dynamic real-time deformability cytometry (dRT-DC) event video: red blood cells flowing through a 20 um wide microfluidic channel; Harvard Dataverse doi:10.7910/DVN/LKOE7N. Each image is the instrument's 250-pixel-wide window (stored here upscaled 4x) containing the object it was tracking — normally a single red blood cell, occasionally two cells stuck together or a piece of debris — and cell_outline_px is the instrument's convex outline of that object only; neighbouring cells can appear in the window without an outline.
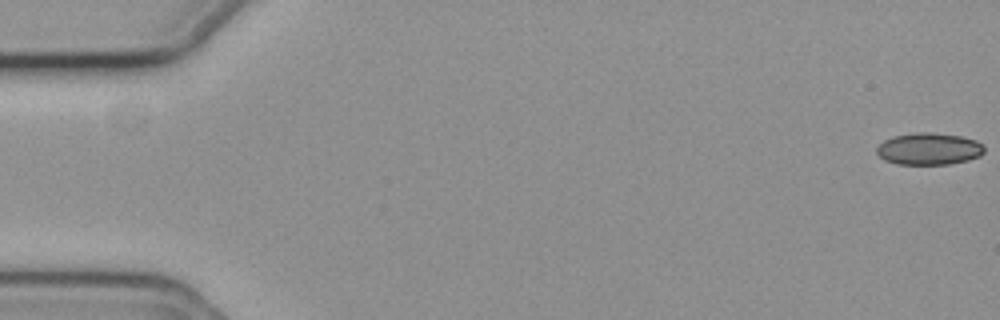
{"species": "common noctule bat (a hibernating species)", "species_latin": "Nyctalus noctula", "temperature_condition": "cold", "stored_images_in_passage": 57, "camera_frame_rate_fps": 3000, "um_per_image_px": 0.085, "animal": {"sex": "female", "body_mass_g": 19.3, "forearm_length_mm": 54.1}, "frame": {"image": 1, "passage_image": 1, "time_ms": 0.0, "image_size_px": [1000, 320], "cell_outline_px": [[984, 152], [980, 156], [968, 160], [948, 164], [896, 164], [884, 160], [876, 152], [876, 148], [884, 140], [896, 136], [916, 132], [932, 132], [960, 136], [976, 140], [984, 144]], "centroid_in_image_um": [78.98, 12.65], "position_along_channel_um": 6.0, "area_um2": 20.06}}
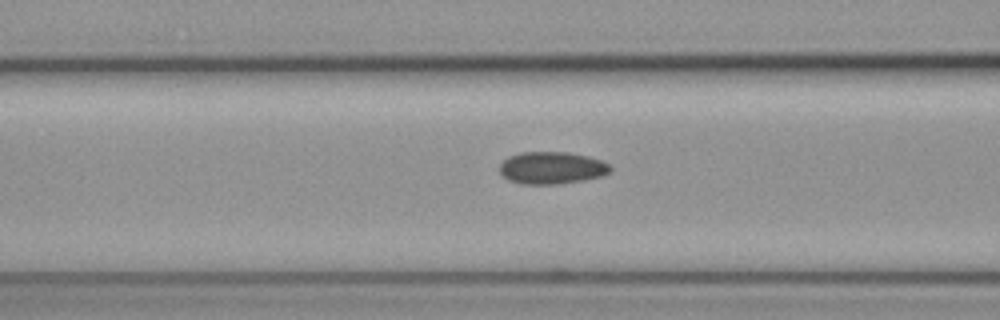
{"frame": {"image": 2, "passage_image": 23, "time_ms": 7.333, "image_size_px": [1000, 320], "cell_outline_px": [[612, 172], [604, 176], [584, 180], [556, 184], [520, 184], [508, 180], [500, 172], [500, 164], [508, 156], [520, 152], [568, 152], [588, 156], [600, 160], [608, 164], [612, 168]], "centroid_in_image_um": [46.92, 14.27], "position_along_channel_um": 119.7, "area_um2": 20.98}}
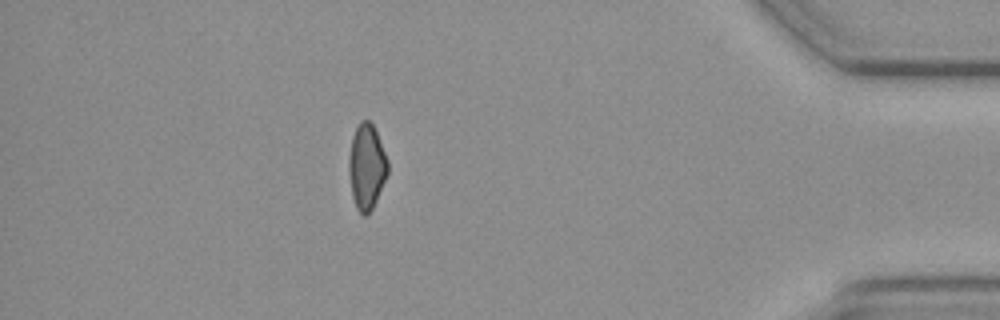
{"frame": {"image": 3, "passage_image": 50, "time_ms": 16.333, "image_size_px": [1000, 320], "cell_outline_px": [[388, 172], [376, 200], [372, 208], [364, 216], [356, 208], [352, 196], [348, 168], [348, 160], [352, 136], [360, 120], [368, 120], [372, 124], [376, 132], [388, 160]], "centroid_in_image_um": [31.15, 14.15], "position_along_channel_um": 404.1, "area_um2": 19.13}}